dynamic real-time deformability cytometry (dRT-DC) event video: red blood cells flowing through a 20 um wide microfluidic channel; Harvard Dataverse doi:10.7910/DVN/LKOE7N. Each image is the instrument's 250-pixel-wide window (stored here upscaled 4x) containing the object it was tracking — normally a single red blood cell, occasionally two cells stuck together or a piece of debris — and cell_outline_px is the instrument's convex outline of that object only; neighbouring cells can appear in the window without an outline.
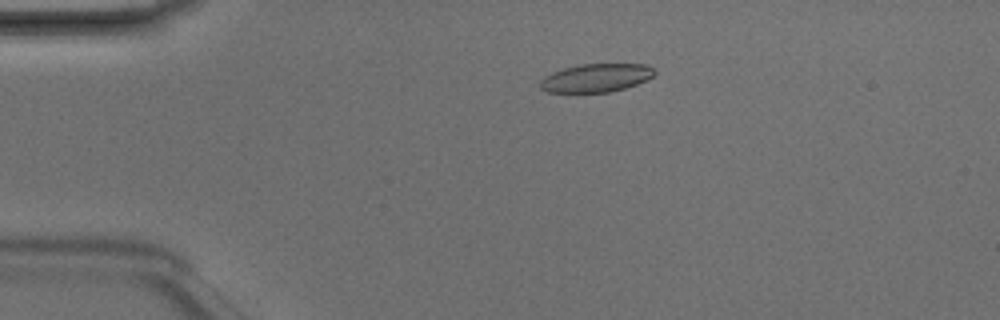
{"species": "Egyptian fruit bat (a non-hibernating species)", "species_latin": "Rousettus aegyptiacus", "temperature_condition": "room temperature", "stored_images_in_passage": 4, "camera_frame_rate_fps": 3000, "um_per_image_px": 0.085, "animal": {"sex": "male"}, "frame": {"image": 1, "passage_image": 2, "time_ms": 0.333, "image_size_px": [1000, 320], "cell_outline_px": [[656, 72], [652, 76], [636, 84], [612, 92], [548, 92], [540, 88], [540, 80], [544, 76], [552, 72], [564, 68], [580, 64], [644, 64], [652, 68]], "centroid_in_image_um": [50.63, 6.62], "position_along_channel_um": 34.4, "area_um2": 18.73}}
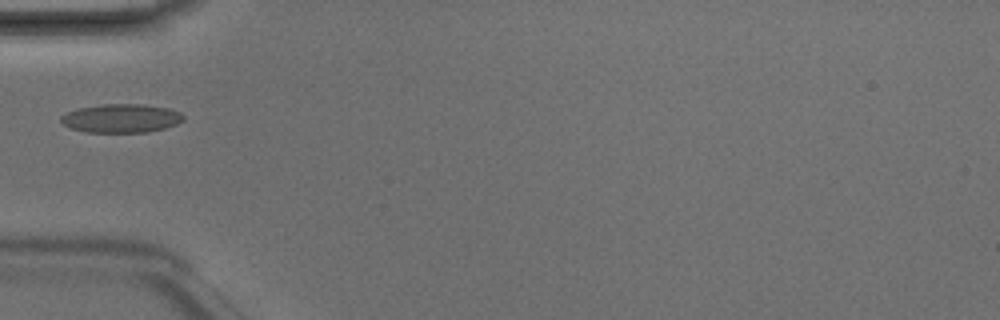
{"frame": {"image": 2, "passage_image": 4, "time_ms": 1.0, "image_size_px": [1000, 320], "cell_outline_px": [[184, 120], [176, 124], [164, 128], [148, 132], [88, 132], [68, 128], [60, 120], [60, 116], [76, 108], [100, 104], [140, 104], [168, 108], [180, 112], [184, 116]], "centroid_in_image_um": [10.28, 10.05], "position_along_channel_um": 74.7, "area_um2": 20.52}}